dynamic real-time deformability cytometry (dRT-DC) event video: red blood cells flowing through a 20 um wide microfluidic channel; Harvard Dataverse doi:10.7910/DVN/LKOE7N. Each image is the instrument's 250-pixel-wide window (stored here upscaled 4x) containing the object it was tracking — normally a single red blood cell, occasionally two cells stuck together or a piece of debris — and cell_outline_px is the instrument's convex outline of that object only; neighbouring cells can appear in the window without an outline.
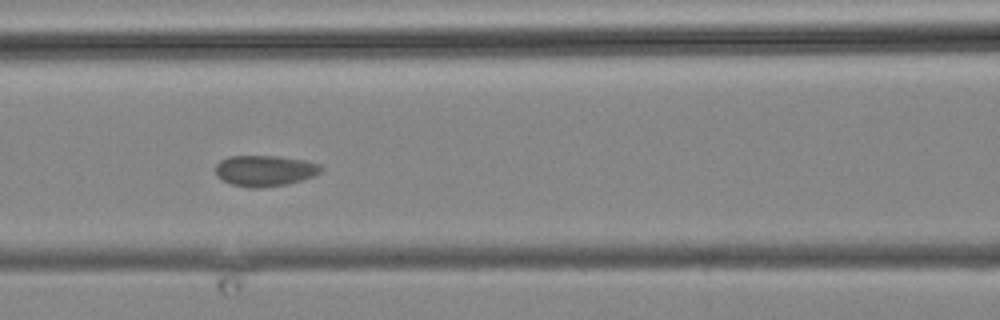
{"species": "common noctule bat (a hibernating species)", "species_latin": "Nyctalus noctula", "temperature_condition": "cold", "stored_images_in_passage": 4, "camera_frame_rate_fps": 3000, "um_per_image_px": 0.085, "animal": {"sex": "male", "body_mass_g": 19.2, "forearm_length_mm": 51.8}, "frame": {"image": 1, "passage_image": 4, "time_ms": 3.667, "image_size_px": [1000, 320], "cell_outline_px": [[324, 168], [320, 172], [312, 176], [288, 184], [260, 188], [248, 188], [232, 184], [216, 176], [216, 164], [220, 160], [228, 156], [276, 156], [304, 160], [320, 164]], "centroid_in_image_um": [22.5, 14.51], "position_along_channel_um": 144.1, "area_um2": 19.02}}